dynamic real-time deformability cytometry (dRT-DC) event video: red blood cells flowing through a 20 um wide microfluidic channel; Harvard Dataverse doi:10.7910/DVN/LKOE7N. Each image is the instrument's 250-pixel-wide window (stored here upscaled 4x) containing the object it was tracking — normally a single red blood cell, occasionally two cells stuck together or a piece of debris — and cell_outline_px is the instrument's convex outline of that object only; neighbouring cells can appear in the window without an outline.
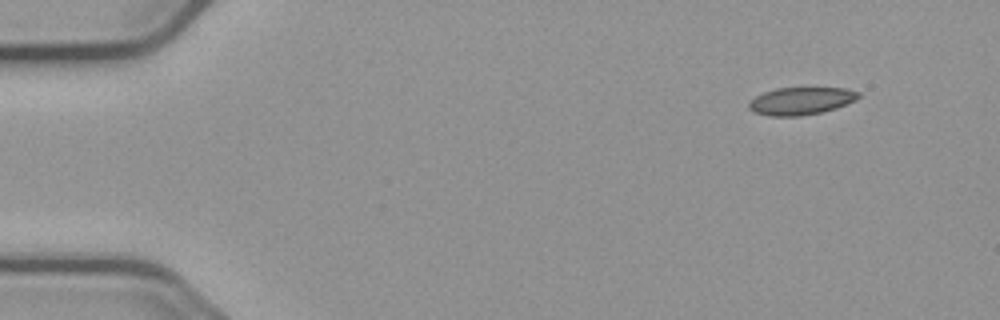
{"species": "common noctule bat (a hibernating species)", "species_latin": "Nyctalus noctula", "temperature_condition": "cold", "stored_images_in_passage": 51, "camera_frame_rate_fps": 3000, "um_per_image_px": 0.085, "animal": {"sex": "male", "body_mass_g": 23.1, "forearm_length_mm": 52.7}, "frame": {"image": 1, "passage_image": 1, "time_ms": 0.0, "image_size_px": [1000, 320], "cell_outline_px": [[860, 96], [856, 100], [836, 108], [820, 112], [800, 116], [772, 116], [756, 112], [748, 108], [748, 104], [756, 96], [764, 92], [776, 88], [848, 88], [860, 92]], "centroid_in_image_um": [68.12, 8.57], "position_along_channel_um": 16.9, "area_um2": 17.46}}
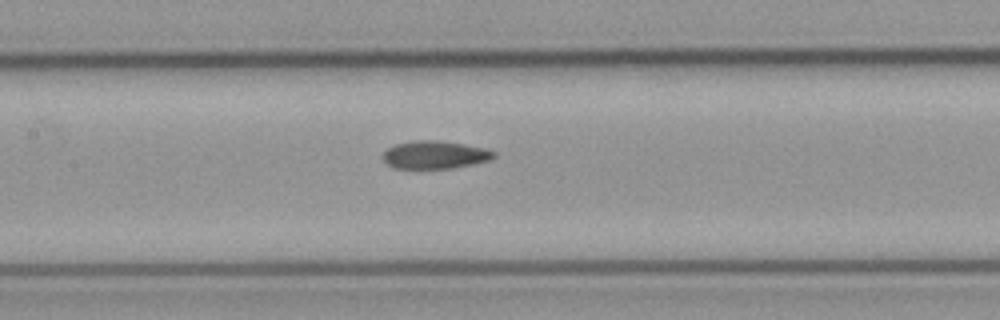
{"frame": {"image": 2, "passage_image": 22, "time_ms": 7.0, "image_size_px": [1000, 320], "cell_outline_px": [[496, 156], [488, 160], [472, 164], [452, 168], [392, 168], [380, 156], [388, 148], [396, 144], [416, 140], [436, 140], [464, 144], [484, 148], [496, 152]], "centroid_in_image_um": [36.94, 13.15], "position_along_channel_um": 170.5, "area_um2": 17.92}}
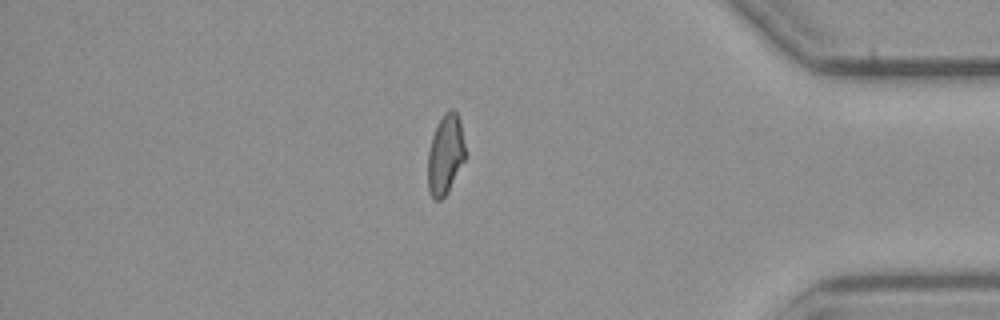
{"frame": {"image": 3, "passage_image": 43, "time_ms": 14.0, "image_size_px": [1000, 320], "cell_outline_px": [[464, 160], [448, 192], [440, 200], [432, 200], [428, 188], [428, 152], [432, 136], [444, 112], [452, 108], [456, 112], [460, 120], [464, 144]], "centroid_in_image_um": [37.84, 13.15], "position_along_channel_um": 397.4, "area_um2": 17.22}, "authors_computed_cell_mechanics": {"area_um2": 18.207, "velocity_mm_per_s": 3.7203, "shape_relaxation_time_tau1_ms": null, "shape_relaxation_time_tau2_ms": 3.3447, "deformation_change_tau1": null, "deformation_change_tau2": 0.0806}}